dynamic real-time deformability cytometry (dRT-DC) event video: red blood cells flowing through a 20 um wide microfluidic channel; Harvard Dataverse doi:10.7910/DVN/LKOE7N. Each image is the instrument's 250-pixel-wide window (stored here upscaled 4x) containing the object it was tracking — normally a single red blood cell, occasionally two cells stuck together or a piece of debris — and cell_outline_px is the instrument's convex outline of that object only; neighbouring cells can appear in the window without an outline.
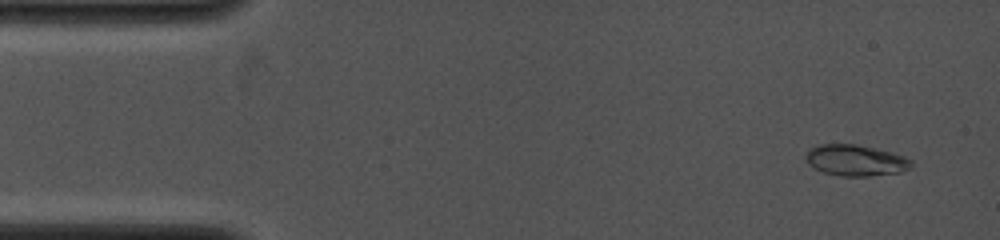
{"species": "common noctule bat (a hibernating species)", "species_latin": "Nyctalus noctula", "temperature_condition": "cold", "stored_images_in_passage": 7, "camera_frame_rate_fps": 4000, "um_per_image_px": 0.085, "animal": {"sex": "female", "body_mass_g": 19.0, "forearm_length_mm": 53.3}, "frame": {"image": 1, "passage_image": 1, "time_ms": 0.0, "image_size_px": [1000, 240], "cell_outline_px": [[912, 168], [900, 172], [868, 176], [840, 176], [824, 172], [808, 164], [804, 160], [804, 156], [808, 148], [820, 144], [856, 144], [892, 152], [904, 156], [912, 160]], "centroid_in_image_um": [72.71, 13.62], "position_along_channel_um": 12.3, "area_um2": 19.31}}
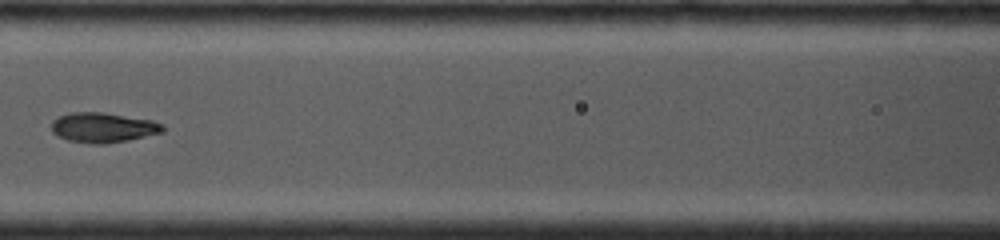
{"frame": {"image": 2, "passage_image": 6, "time_ms": 5.75, "image_size_px": [1000, 240], "cell_outline_px": [[164, 132], [128, 140], [104, 144], [92, 144], [68, 140], [56, 136], [52, 132], [52, 120], [68, 112], [100, 112], [152, 120], [164, 124]], "centroid_in_image_um": [8.75, 10.84], "position_along_channel_um": 157.9, "area_um2": 19.48}}
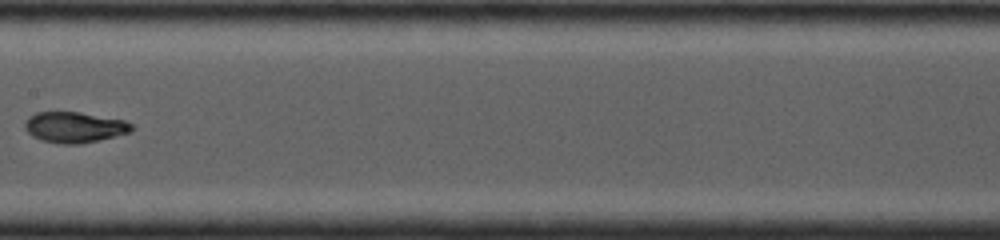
{"frame": {"image": 3, "passage_image": 7, "time_ms": 6.75, "image_size_px": [1000, 240], "cell_outline_px": [[136, 128], [132, 132], [80, 144], [60, 144], [40, 140], [32, 136], [24, 128], [24, 120], [28, 116], [36, 112], [80, 112], [124, 120], [132, 124]], "centroid_in_image_um": [6.31, 10.81], "position_along_channel_um": 201.1, "area_um2": 19.36}}